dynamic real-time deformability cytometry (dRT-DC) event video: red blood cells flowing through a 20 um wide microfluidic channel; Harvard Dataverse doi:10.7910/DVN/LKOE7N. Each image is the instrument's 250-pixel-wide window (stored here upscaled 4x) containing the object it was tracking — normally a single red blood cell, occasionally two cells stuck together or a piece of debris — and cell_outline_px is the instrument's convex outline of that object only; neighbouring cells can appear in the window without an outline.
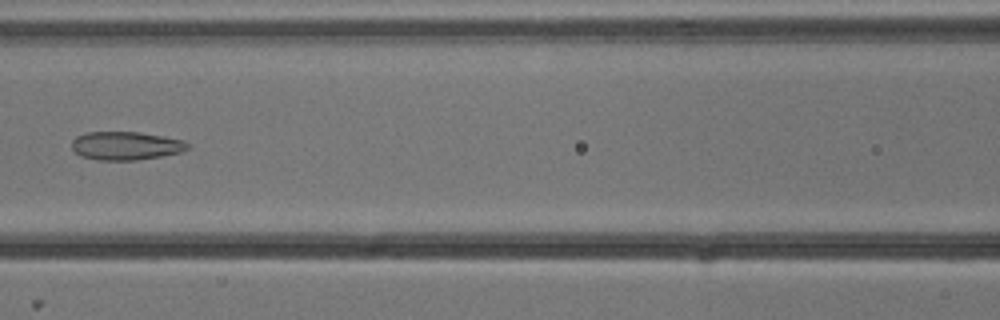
{"species": "common noctule bat (a hibernating species)", "species_latin": "Nyctalus noctula", "temperature_condition": "cold", "stored_images_in_passage": 7, "camera_frame_rate_fps": 3000, "um_per_image_px": 0.085, "animal": {"sex": "male", "body_mass_g": 13.3}, "frame": {"image": 1, "passage_image": 7, "time_ms": 2.0, "image_size_px": [1000, 320], "cell_outline_px": [[188, 148], [180, 152], [160, 156], [136, 160], [96, 160], [80, 156], [72, 148], [72, 140], [76, 136], [84, 132], [140, 132], [164, 136], [184, 140], [188, 144]], "centroid_in_image_um": [10.66, 12.38], "position_along_channel_um": 155.9, "area_um2": 19.19}}